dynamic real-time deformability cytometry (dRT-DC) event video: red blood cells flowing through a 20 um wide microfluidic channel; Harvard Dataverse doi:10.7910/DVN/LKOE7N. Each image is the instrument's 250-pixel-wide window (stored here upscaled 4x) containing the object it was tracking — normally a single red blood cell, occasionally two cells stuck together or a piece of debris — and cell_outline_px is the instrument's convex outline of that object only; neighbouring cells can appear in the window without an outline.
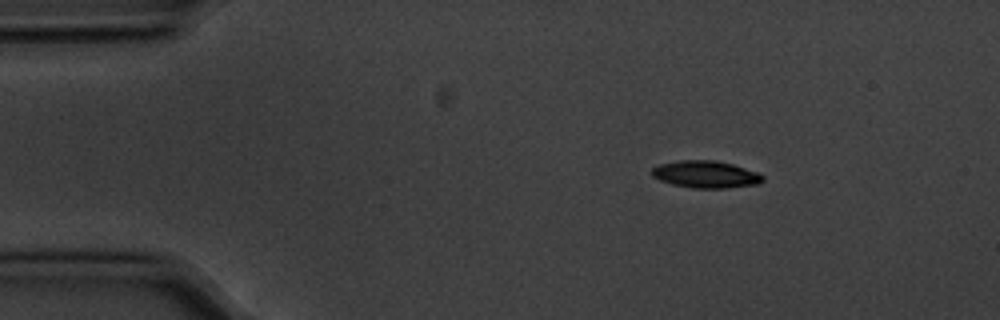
{"species": "common noctule bat (a hibernating species)", "species_latin": "Nyctalus noctula", "temperature_condition": "cold", "stored_images_in_passage": 48, "camera_frame_rate_fps": 3000, "um_per_image_px": 0.085, "animal": {"sex": "male", "body_mass_g": 20.1, "forearm_length_mm": 53.5}, "frame": {"image": 1, "passage_image": 1, "time_ms": 0.0, "image_size_px": [1000, 320], "cell_outline_px": [[764, 180], [760, 184], [724, 188], [692, 188], [672, 184], [660, 180], [652, 176], [652, 168], [660, 164], [680, 160], [716, 160], [732, 164], [756, 172], [764, 176]], "centroid_in_image_um": [59.99, 14.82], "position_along_channel_um": 25.0, "area_um2": 17.51}}
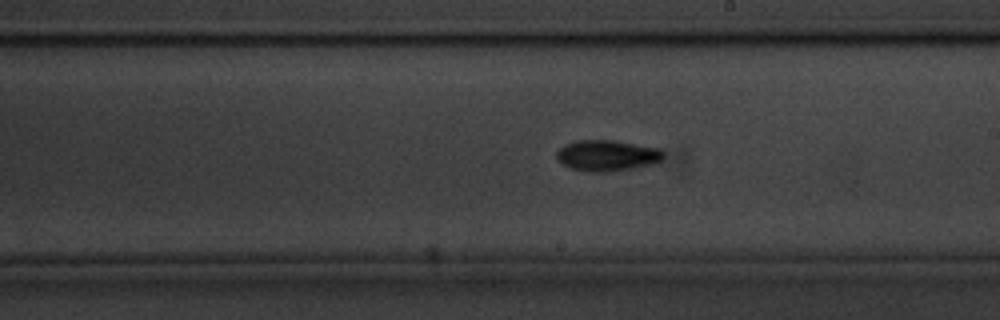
{"frame": {"image": 2, "passage_image": 24, "time_ms": 7.667, "image_size_px": [1000, 320], "cell_outline_px": [[664, 160], [656, 164], [608, 172], [588, 172], [572, 168], [556, 160], [556, 152], [564, 144], [580, 140], [612, 140], [660, 148], [664, 152]], "centroid_in_image_um": [51.64, 13.22], "position_along_channel_um": 237.4, "area_um2": 19.48}}
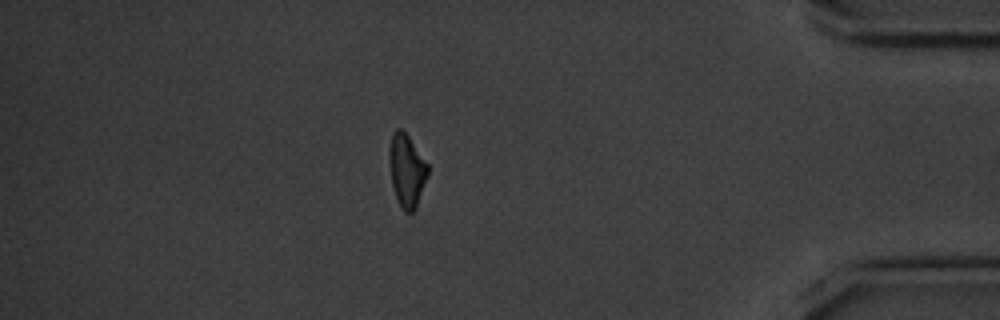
{"frame": {"image": 3, "passage_image": 41, "time_ms": 13.333, "image_size_px": [1000, 320], "cell_outline_px": [[428, 176], [416, 208], [412, 212], [404, 212], [396, 196], [392, 184], [388, 160], [388, 152], [392, 132], [396, 128], [400, 128], [408, 136], [428, 164]], "centroid_in_image_um": [34.56, 14.47], "position_along_channel_um": 400.6, "area_um2": 16.36}, "authors_computed_cell_mechanics": {"area_um2": 17.4267, "velocity_mm_per_s": 3.5763, "shape_relaxation_time_tau1_ms": 7.2374, "shape_relaxation_time_tau2_ms": null, "deformation_change_tau1": 0.2338, "deformation_change_tau2": null}}